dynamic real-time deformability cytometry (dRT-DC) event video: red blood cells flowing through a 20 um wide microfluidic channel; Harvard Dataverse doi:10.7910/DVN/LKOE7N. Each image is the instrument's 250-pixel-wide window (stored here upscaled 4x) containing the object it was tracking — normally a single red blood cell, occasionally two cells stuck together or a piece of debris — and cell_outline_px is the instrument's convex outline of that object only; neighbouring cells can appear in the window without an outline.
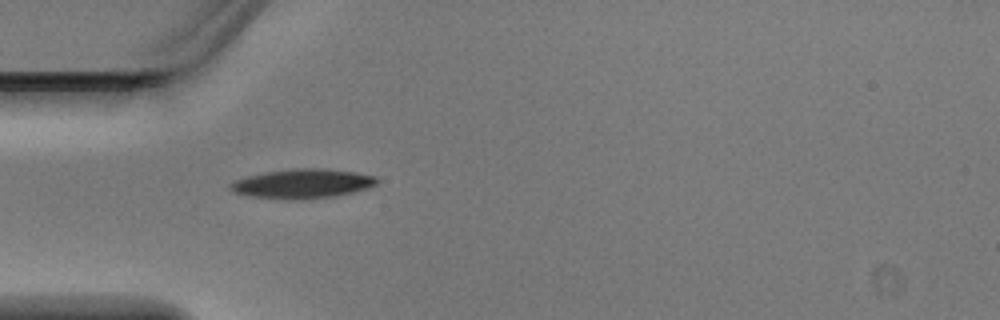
{"species": "Egyptian fruit bat (a non-hibernating species)", "species_latin": "Rousettus aegyptiacus", "temperature_condition": "warm", "stored_images_in_passage": 4, "camera_frame_rate_fps": 3000, "um_per_image_px": 0.085, "animal": {"sex": "male"}, "frame": {"image": 1, "passage_image": 4, "time_ms": 1.0, "image_size_px": [1000, 320], "cell_outline_px": [[380, 180], [376, 184], [368, 188], [336, 196], [304, 200], [288, 200], [248, 196], [232, 192], [228, 188], [228, 184], [236, 180], [248, 176], [264, 172], [296, 168], [324, 168], [352, 172], [376, 176]], "centroid_in_image_um": [25.68, 15.62], "position_along_channel_um": 59.3, "area_um2": 25.37}}